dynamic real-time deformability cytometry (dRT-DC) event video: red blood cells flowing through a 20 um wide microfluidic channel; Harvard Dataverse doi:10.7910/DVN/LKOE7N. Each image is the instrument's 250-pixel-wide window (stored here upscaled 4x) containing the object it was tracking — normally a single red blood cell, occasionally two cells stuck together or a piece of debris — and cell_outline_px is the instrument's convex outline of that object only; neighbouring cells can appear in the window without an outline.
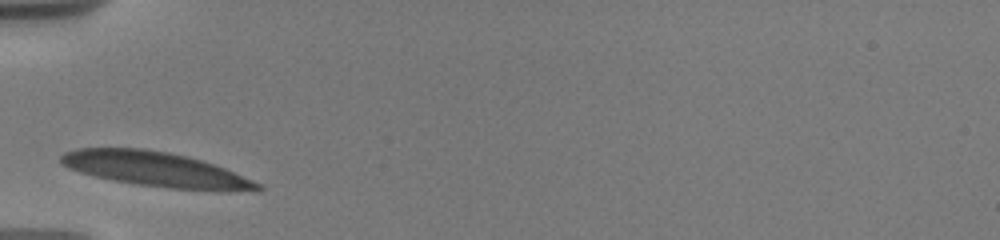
{"species": "human", "species_latin": "Homo sapiens", "temperature_condition": "warm", "stored_images_in_passage": 3, "camera_frame_rate_fps": 3000, "um_per_image_px": 0.085, "donor": {"sex": "male"}, "frame": {"image": 1, "passage_image": 1, "time_ms": 0.0, "image_size_px": [1000, 240], "cell_outline_px": [[264, 188], [260, 192], [224, 192], [168, 188], [136, 184], [112, 180], [80, 172], [68, 168], [60, 164], [60, 156], [64, 152], [76, 148], [144, 148], [168, 152], [188, 156], [224, 168], [264, 184]], "centroid_in_image_um": [13.34, 14.42], "position_along_channel_um": 71.7, "area_um2": 40.46}}